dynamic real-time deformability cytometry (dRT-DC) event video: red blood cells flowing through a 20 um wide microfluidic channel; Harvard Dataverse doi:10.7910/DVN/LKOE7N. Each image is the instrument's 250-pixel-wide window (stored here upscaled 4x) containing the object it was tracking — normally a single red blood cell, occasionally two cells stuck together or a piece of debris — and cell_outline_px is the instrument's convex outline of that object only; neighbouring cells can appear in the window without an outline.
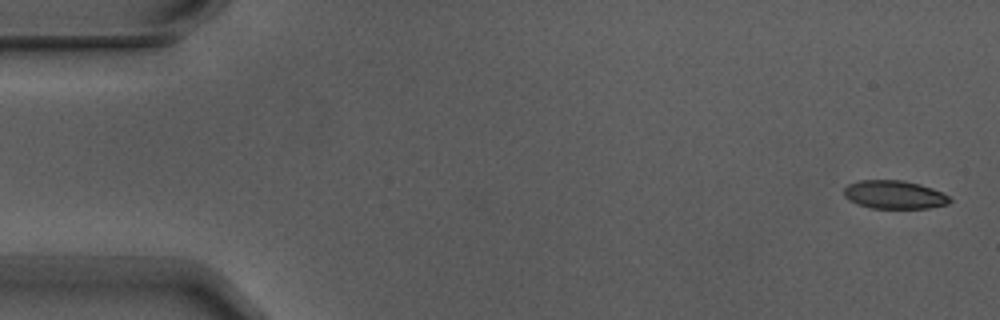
{"species": "Egyptian fruit bat (a non-hibernating species)", "species_latin": "Rousettus aegyptiacus", "temperature_condition": "warm", "stored_images_in_passage": 7, "camera_frame_rate_fps": 3000, "um_per_image_px": 0.085, "animal": {"sex": "male"}, "frame": {"image": 1, "passage_image": 1, "time_ms": 0.0, "image_size_px": [1000, 320], "cell_outline_px": [[952, 200], [948, 204], [928, 208], [872, 208], [856, 204], [848, 200], [844, 196], [844, 188], [848, 184], [860, 180], [900, 180], [920, 184], [932, 188], [948, 196]], "centroid_in_image_um": [75.99, 16.55], "position_along_channel_um": 9.0, "area_um2": 17.46}}
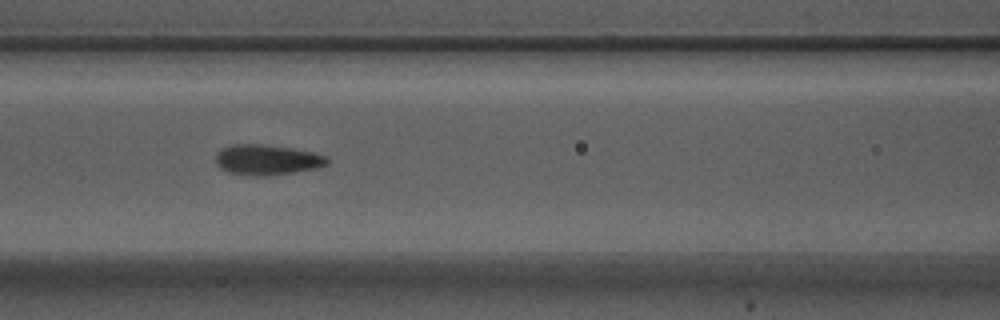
{"frame": {"image": 2, "passage_image": 7, "time_ms": 2.0, "image_size_px": [1000, 320], "cell_outline_px": [[328, 164], [316, 168], [268, 176], [256, 176], [228, 172], [220, 168], [216, 164], [216, 152], [220, 148], [232, 144], [264, 144], [292, 148], [312, 152], [328, 156]], "centroid_in_image_um": [22.67, 13.57], "position_along_channel_um": 143.9, "area_um2": 19.83}}